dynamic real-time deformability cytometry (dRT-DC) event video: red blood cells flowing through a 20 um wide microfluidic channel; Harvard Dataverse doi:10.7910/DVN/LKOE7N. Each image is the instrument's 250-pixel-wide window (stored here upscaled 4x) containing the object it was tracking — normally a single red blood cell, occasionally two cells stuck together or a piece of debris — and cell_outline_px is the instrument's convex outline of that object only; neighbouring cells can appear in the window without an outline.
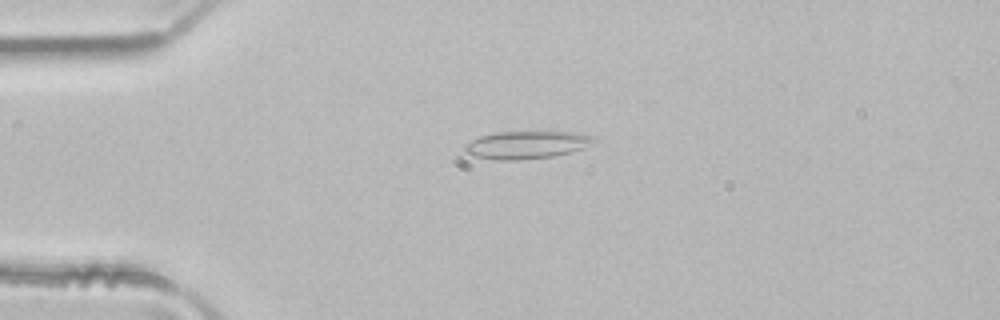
{"species": "common noctule bat (a hibernating species)", "species_latin": "Nyctalus noctula", "temperature_condition": "room temperature", "stored_images_in_passage": 4, "camera_frame_rate_fps": 3000, "um_per_image_px": 0.085, "animal": {"sex": "male", "body_mass_g": 21.5, "forearm_length_mm": 52.0}, "frame": {"image": 1, "passage_image": 4, "time_ms": 1.0, "image_size_px": [1000, 320], "cell_outline_px": [[596, 140], [584, 148], [552, 156], [516, 160], [496, 160], [476, 156], [464, 152], [464, 148], [472, 140], [480, 136], [496, 132], [576, 132], [596, 136]], "centroid_in_image_um": [44.79, 12.3], "position_along_channel_um": 40.2, "area_um2": 20.58}}